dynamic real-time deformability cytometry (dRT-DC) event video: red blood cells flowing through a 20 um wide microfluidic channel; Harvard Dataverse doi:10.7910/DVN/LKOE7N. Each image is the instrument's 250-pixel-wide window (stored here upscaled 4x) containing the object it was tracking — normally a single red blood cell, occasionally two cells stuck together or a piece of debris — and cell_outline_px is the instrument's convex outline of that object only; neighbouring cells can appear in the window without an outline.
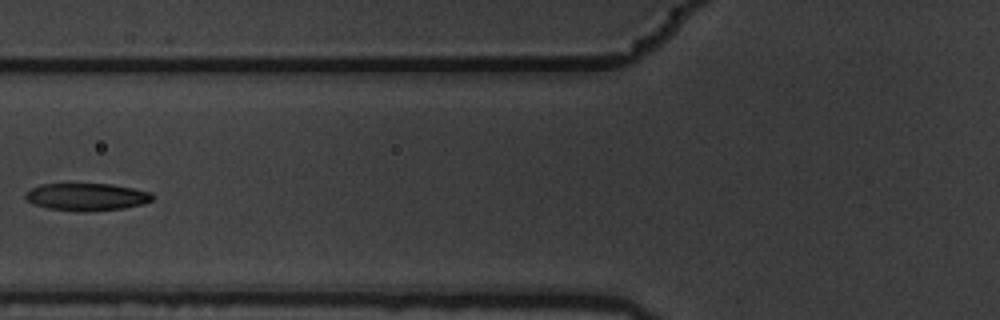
{"species": "common noctule bat (a hibernating species)", "species_latin": "Nyctalus noctula", "temperature_condition": "warm", "stored_images_in_passage": 8, "camera_frame_rate_fps": 3000, "um_per_image_px": 0.085, "animal": {"sex": "male", "body_mass_g": 19.5, "forearm_length_mm": 54.6}, "frame": {"image": 1, "passage_image": 3, "time_ms": 0.667, "image_size_px": [1000, 320], "cell_outline_px": [[156, 196], [152, 200], [140, 204], [124, 208], [84, 212], [76, 212], [48, 208], [32, 204], [24, 196], [24, 192], [40, 184], [112, 184], [152, 192]], "centroid_in_image_um": [7.35, 16.74], "position_along_channel_um": 118.4, "area_um2": 20.46}}
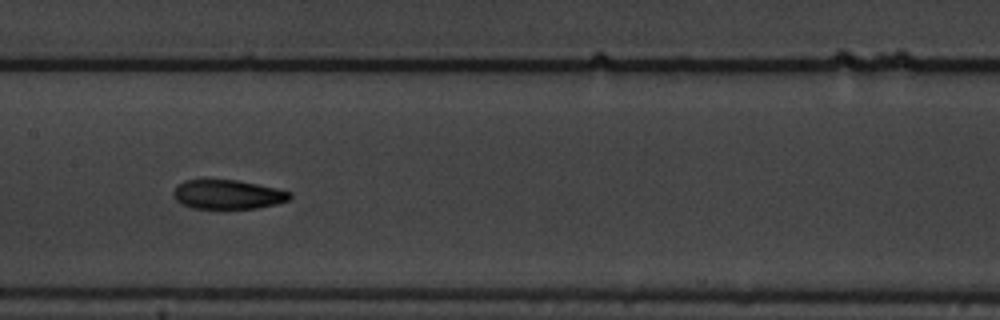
{"frame": {"image": 2, "passage_image": 5, "time_ms": 1.333, "image_size_px": [1000, 320], "cell_outline_px": [[292, 196], [288, 200], [276, 204], [256, 208], [224, 212], [192, 208], [180, 204], [176, 200], [172, 192], [184, 180], [236, 180], [276, 188], [292, 192]], "centroid_in_image_um": [19.35, 16.59], "position_along_channel_um": 188.1, "area_um2": 20.58}}
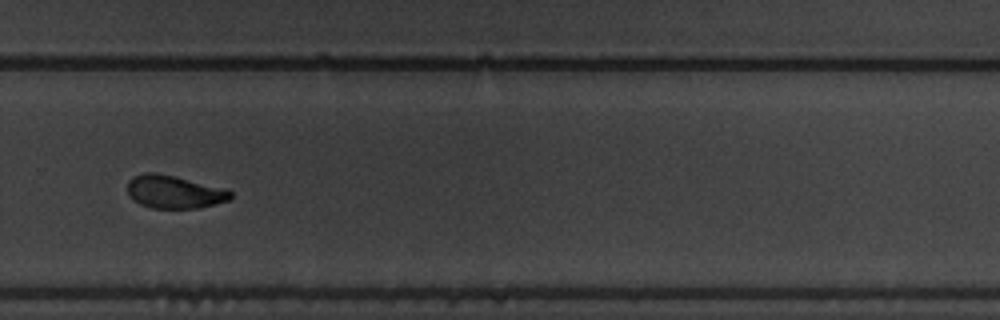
{"frame": {"image": 3, "passage_image": 8, "time_ms": 2.333, "image_size_px": [1000, 320], "cell_outline_px": [[232, 200], [200, 208], [152, 208], [140, 204], [132, 200], [128, 196], [128, 180], [132, 176], [144, 172], [156, 172], [228, 188], [232, 192]], "centroid_in_image_um": [14.83, 16.3], "position_along_channel_um": 315.0, "area_um2": 20.29}}